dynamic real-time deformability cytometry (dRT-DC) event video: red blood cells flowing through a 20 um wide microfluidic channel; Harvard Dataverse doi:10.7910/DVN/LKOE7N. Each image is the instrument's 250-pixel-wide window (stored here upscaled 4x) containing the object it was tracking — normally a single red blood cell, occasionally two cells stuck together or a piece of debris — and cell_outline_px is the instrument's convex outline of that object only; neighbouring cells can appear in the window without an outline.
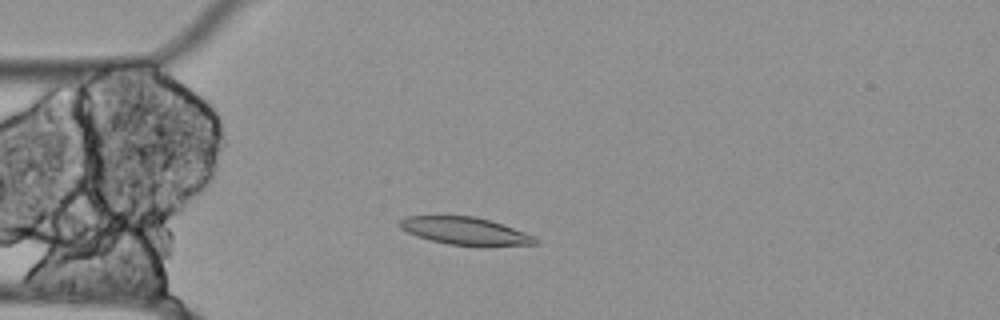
{"species": "Egyptian fruit bat (a non-hibernating species)", "species_latin": "Rousettus aegyptiacus", "temperature_condition": "cold", "stored_images_in_passage": 54, "camera_frame_rate_fps": 3000, "um_per_image_px": 0.085, "animal": {"sex": "female"}, "frame": {"image": 1, "passage_image": 12, "time_ms": 3.667, "image_size_px": [1000, 320], "cell_outline_px": [[540, 240], [536, 244], [484, 248], [480, 248], [448, 244], [416, 236], [400, 228], [396, 224], [404, 216], [476, 216], [536, 236]], "centroid_in_image_um": [39.57, 19.67], "position_along_channel_um": 45.4, "area_um2": 22.37}}
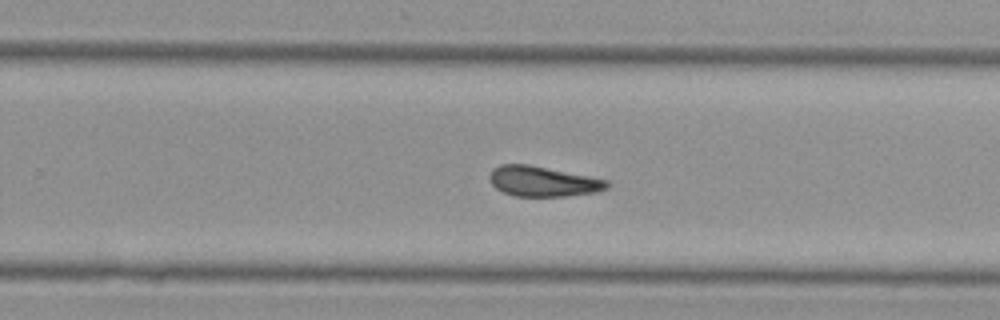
{"frame": {"image": 2, "passage_image": 33, "time_ms": 10.667, "image_size_px": [1000, 320], "cell_outline_px": [[612, 184], [608, 188], [600, 192], [564, 196], [516, 196], [504, 192], [496, 188], [492, 184], [488, 176], [492, 168], [500, 164], [528, 164], [608, 180]], "centroid_in_image_um": [46.16, 15.42], "position_along_channel_um": 283.6, "area_um2": 20.75}}
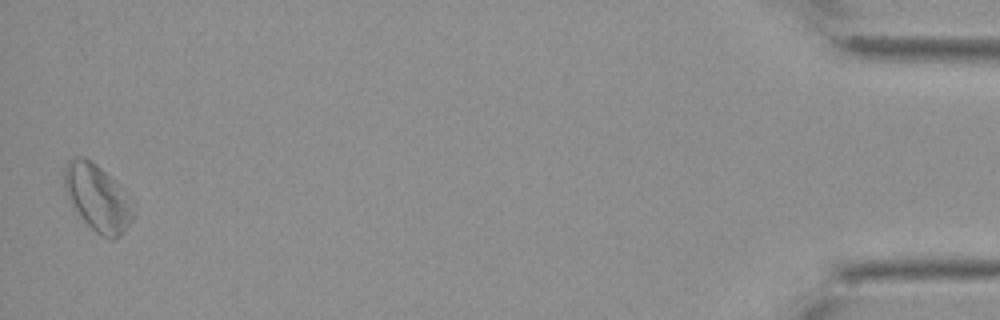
{"frame": {"image": 3, "passage_image": 53, "time_ms": 17.333, "image_size_px": [1000, 320], "cell_outline_px": [[136, 212], [132, 220], [124, 232], [116, 240], [112, 240], [96, 232], [80, 216], [68, 200], [64, 188], [64, 168], [68, 160], [80, 156], [84, 156], [96, 164], [128, 188], [136, 200]], "centroid_in_image_um": [8.4, 16.79], "position_along_channel_um": 426.8, "area_um2": 27.98}}